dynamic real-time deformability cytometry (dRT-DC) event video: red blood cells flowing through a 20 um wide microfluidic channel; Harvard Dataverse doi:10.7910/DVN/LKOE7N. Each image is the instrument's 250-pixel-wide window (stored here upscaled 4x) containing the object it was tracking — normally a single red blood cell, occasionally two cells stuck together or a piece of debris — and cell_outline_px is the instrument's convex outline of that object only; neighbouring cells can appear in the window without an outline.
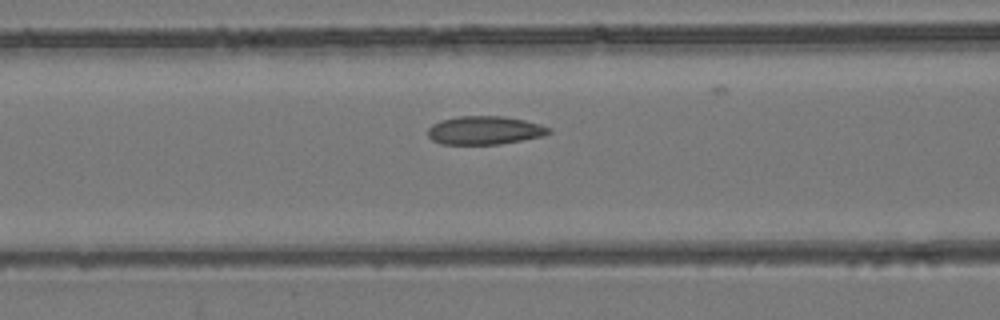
{"species": "common noctule bat (a hibernating species)", "species_latin": "Nyctalus noctula", "temperature_condition": "room temperature", "stored_images_in_passage": 43, "camera_frame_rate_fps": 3000, "um_per_image_px": 0.085, "animal": {"sex": "female", "body_mass_g": 24.6, "forearm_length_mm": 56.2}, "frame": {"image": 1, "passage_image": 22, "time_ms": 7.0, "image_size_px": [1000, 320], "cell_outline_px": [[552, 132], [544, 136], [500, 144], [440, 144], [432, 140], [428, 136], [428, 128], [432, 124], [440, 120], [460, 116], [500, 116], [524, 120], [540, 124], [552, 128]], "centroid_in_image_um": [41.2, 11.08], "position_along_channel_um": 125.4, "area_um2": 20.11}}
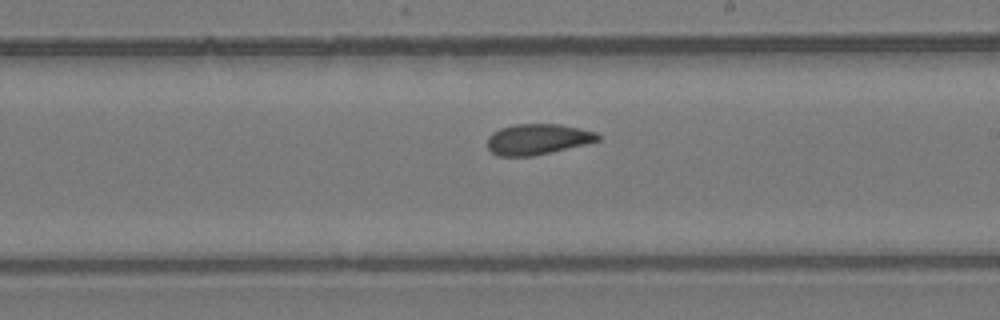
{"frame": {"image": 2, "passage_image": 31, "time_ms": 10.0, "image_size_px": [1000, 320], "cell_outline_px": [[600, 140], [584, 144], [532, 156], [496, 156], [488, 148], [488, 136], [492, 132], [500, 128], [516, 124], [560, 124], [580, 128], [596, 132], [600, 136]], "centroid_in_image_um": [45.67, 11.83], "position_along_channel_um": 243.3, "area_um2": 19.65}}
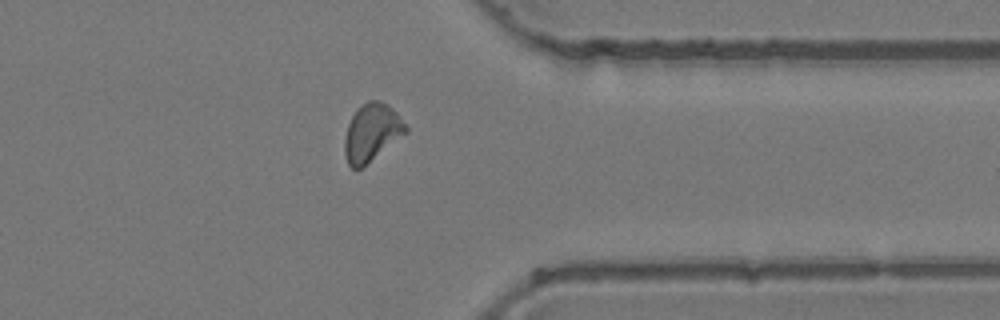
{"frame": {"image": 3, "passage_image": 42, "time_ms": 13.667, "image_size_px": [1000, 320], "cell_outline_px": [[408, 132], [360, 168], [352, 168], [348, 164], [344, 152], [344, 140], [348, 124], [356, 108], [368, 100], [380, 100], [388, 104], [396, 112], [408, 128]], "centroid_in_image_um": [31.59, 11.23], "position_along_channel_um": 379.8, "area_um2": 20.35}}